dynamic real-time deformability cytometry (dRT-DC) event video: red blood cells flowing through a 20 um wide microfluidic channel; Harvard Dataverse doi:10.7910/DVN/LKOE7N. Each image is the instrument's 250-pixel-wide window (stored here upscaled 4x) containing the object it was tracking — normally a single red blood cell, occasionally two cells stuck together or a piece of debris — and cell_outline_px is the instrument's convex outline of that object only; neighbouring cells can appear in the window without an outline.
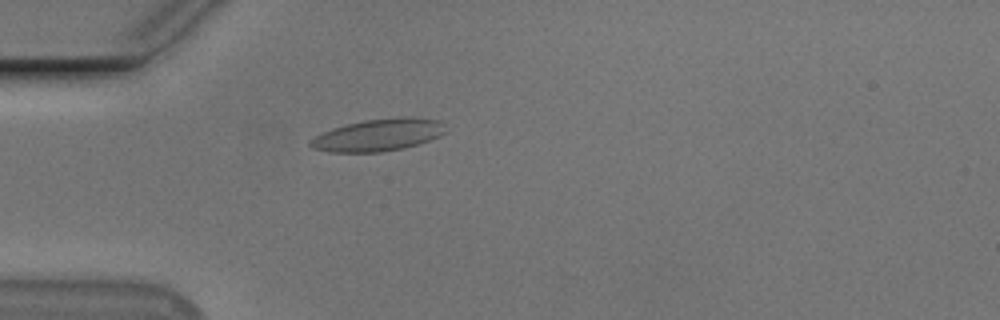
{"species": "Egyptian fruit bat (a non-hibernating species)", "species_latin": "Rousettus aegyptiacus", "temperature_condition": "cold", "stored_images_in_passage": 41, "camera_frame_rate_fps": 3000, "um_per_image_px": 0.085, "animal": {"sex": "male"}, "frame": {"image": 1, "passage_image": 2, "time_ms": 0.333, "image_size_px": [1000, 320], "cell_outline_px": [[444, 132], [440, 136], [404, 148], [380, 152], [332, 152], [312, 148], [308, 144], [308, 140], [332, 128], [364, 120], [404, 116], [440, 120]], "centroid_in_image_um": [32.12, 11.47], "position_along_channel_um": 52.9, "area_um2": 25.09}}
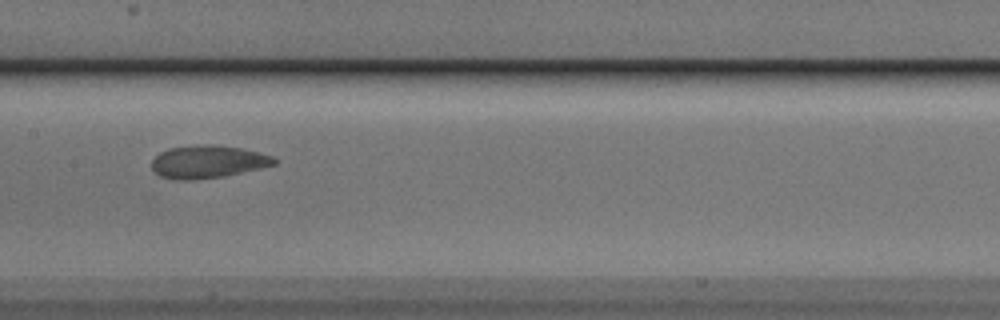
{"frame": {"image": 2, "passage_image": 14, "time_ms": 4.333, "image_size_px": [1000, 320], "cell_outline_px": [[280, 160], [276, 164], [260, 168], [224, 176], [192, 180], [176, 180], [160, 176], [152, 168], [152, 160], [160, 152], [168, 148], [204, 144], [212, 144], [240, 148], [272, 156]], "centroid_in_image_um": [17.66, 13.75], "position_along_channel_um": 189.7, "area_um2": 23.29}}
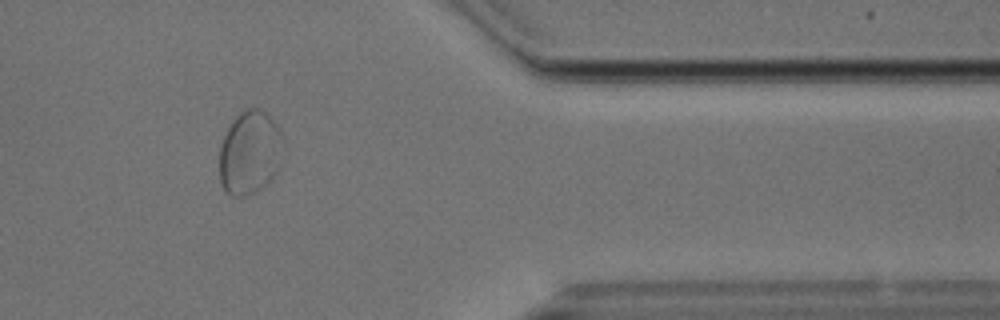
{"frame": {"image": 3, "passage_image": 32, "time_ms": 10.333, "image_size_px": [1000, 320], "cell_outline_px": [[280, 136], [272, 176], [264, 184], [252, 192], [244, 196], [232, 196], [224, 188], [220, 180], [220, 144], [232, 120], [240, 112], [248, 108], [260, 108], [280, 128]], "centroid_in_image_um": [21.12, 12.93], "position_along_channel_um": 390.3, "area_um2": 29.42}}